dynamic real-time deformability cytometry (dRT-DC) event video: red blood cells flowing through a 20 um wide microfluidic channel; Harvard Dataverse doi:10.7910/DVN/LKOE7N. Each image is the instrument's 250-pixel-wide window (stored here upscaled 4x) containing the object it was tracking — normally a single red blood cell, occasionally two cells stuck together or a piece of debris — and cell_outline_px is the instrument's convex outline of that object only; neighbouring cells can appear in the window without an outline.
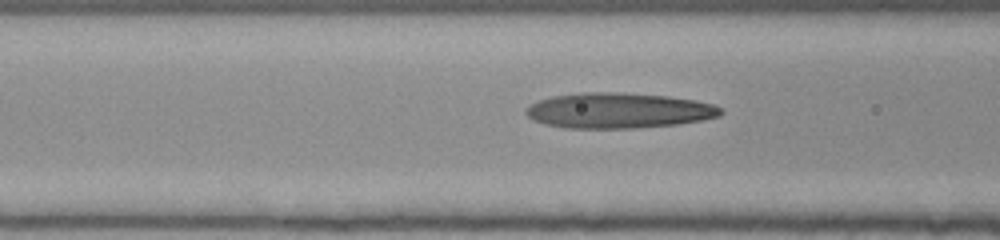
{"species": "human", "species_latin": "Homo sapiens", "temperature_condition": "room temperature", "stored_images_in_passage": 40, "camera_frame_rate_fps": 3000, "um_per_image_px": 0.085, "donor": {"sex": "female"}, "frame": {"image": 1, "passage_image": 19, "time_ms": 6.0, "image_size_px": [1000, 240], "cell_outline_px": [[724, 112], [720, 116], [700, 120], [676, 124], [636, 128], [564, 128], [544, 124], [532, 120], [524, 112], [528, 104], [552, 96], [580, 92], [620, 92], [668, 96], [696, 100], [712, 104], [720, 108]], "centroid_in_image_um": [52.53, 9.39], "position_along_channel_um": 114.1, "area_um2": 40.4}}
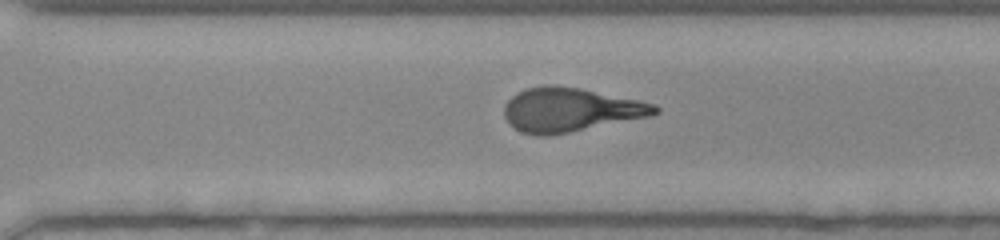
{"frame": {"image": 2, "passage_image": 35, "time_ms": 11.333, "image_size_px": [1000, 240], "cell_outline_px": [[660, 112], [652, 116], [548, 136], [536, 136], [520, 132], [504, 116], [504, 108], [508, 100], [516, 92], [528, 88], [548, 84], [552, 84], [580, 88], [656, 104], [660, 108]], "centroid_in_image_um": [48.49, 9.33], "position_along_channel_um": 322.1, "area_um2": 38.49}}
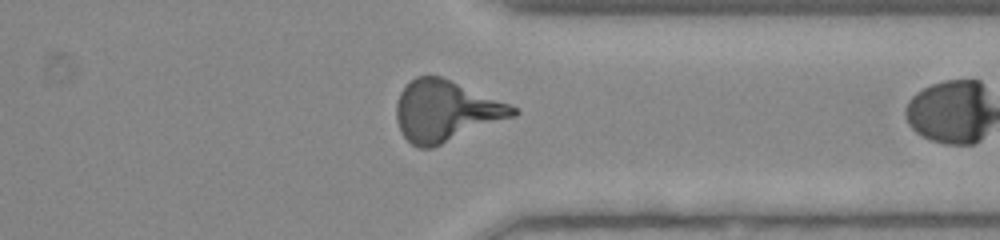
{"frame": {"image": 3, "passage_image": 39, "time_ms": 12.667, "image_size_px": [1000, 240], "cell_outline_px": [[520, 112], [516, 116], [432, 148], [420, 148], [412, 144], [400, 132], [396, 120], [396, 104], [400, 92], [416, 76], [440, 76], [520, 108]], "centroid_in_image_um": [37.9, 9.45], "position_along_channel_um": 373.5, "area_um2": 41.38}}